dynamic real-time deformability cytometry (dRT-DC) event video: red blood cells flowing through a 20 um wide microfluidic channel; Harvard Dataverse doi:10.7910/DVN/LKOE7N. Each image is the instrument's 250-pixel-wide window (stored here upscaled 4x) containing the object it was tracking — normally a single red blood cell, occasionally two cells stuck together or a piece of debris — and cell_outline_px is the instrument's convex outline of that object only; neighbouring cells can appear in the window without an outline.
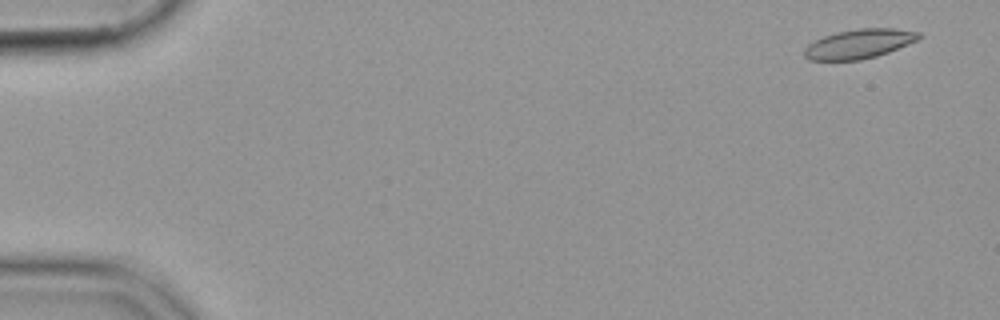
{"species": "common noctule bat (a hibernating species)", "species_latin": "Nyctalus noctula", "temperature_condition": "cold", "stored_images_in_passage": 55, "camera_frame_rate_fps": 3000, "um_per_image_px": 0.085, "animal": {"sex": "female", "body_mass_g": 19.9}, "frame": {"image": 1, "passage_image": 3, "time_ms": 0.667, "image_size_px": [1000, 320], "cell_outline_px": [[924, 36], [916, 40], [888, 52], [876, 56], [860, 60], [808, 60], [804, 56], [804, 48], [808, 44], [824, 36], [836, 32], [860, 28], [892, 28], [920, 32]], "centroid_in_image_um": [73.01, 3.72], "position_along_channel_um": 12.0, "area_um2": 19.48}}
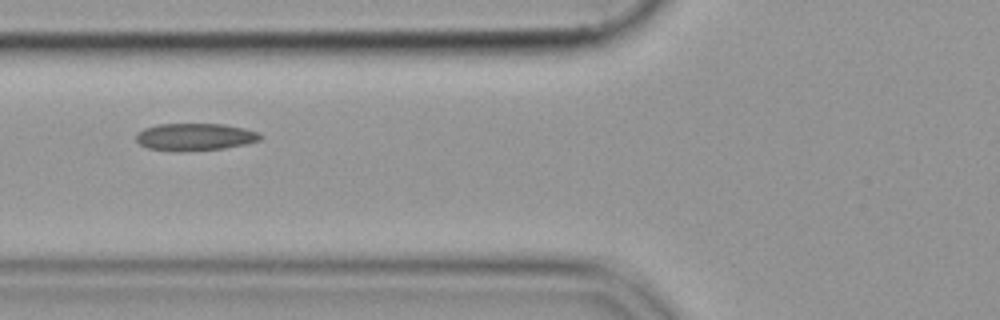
{"frame": {"image": 2, "passage_image": 22, "time_ms": 7.0, "image_size_px": [1000, 320], "cell_outline_px": [[260, 140], [244, 144], [224, 148], [148, 148], [140, 144], [136, 140], [136, 132], [144, 128], [156, 124], [224, 124], [244, 128], [260, 132]], "centroid_in_image_um": [16.59, 11.57], "position_along_channel_um": 109.2, "area_um2": 18.73}}
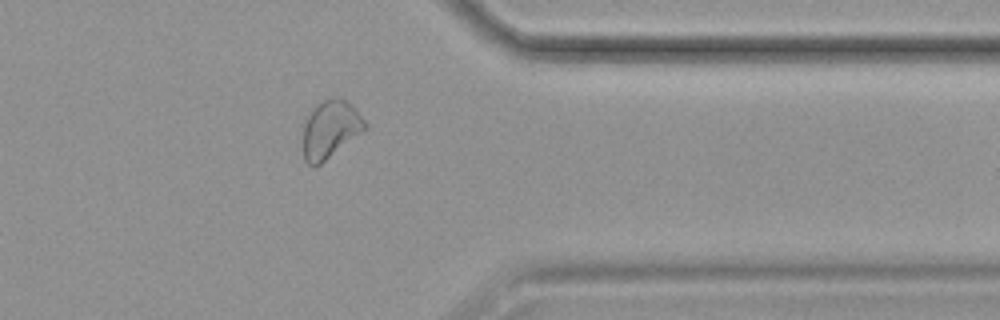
{"frame": {"image": 3, "passage_image": 45, "time_ms": 14.667, "image_size_px": [1000, 320], "cell_outline_px": [[368, 128], [320, 164], [308, 164], [304, 160], [304, 124], [312, 108], [316, 104], [332, 96], [336, 96], [352, 104], [368, 124]], "centroid_in_image_um": [28.11, 10.95], "position_along_channel_um": 383.3, "area_um2": 20.69}}